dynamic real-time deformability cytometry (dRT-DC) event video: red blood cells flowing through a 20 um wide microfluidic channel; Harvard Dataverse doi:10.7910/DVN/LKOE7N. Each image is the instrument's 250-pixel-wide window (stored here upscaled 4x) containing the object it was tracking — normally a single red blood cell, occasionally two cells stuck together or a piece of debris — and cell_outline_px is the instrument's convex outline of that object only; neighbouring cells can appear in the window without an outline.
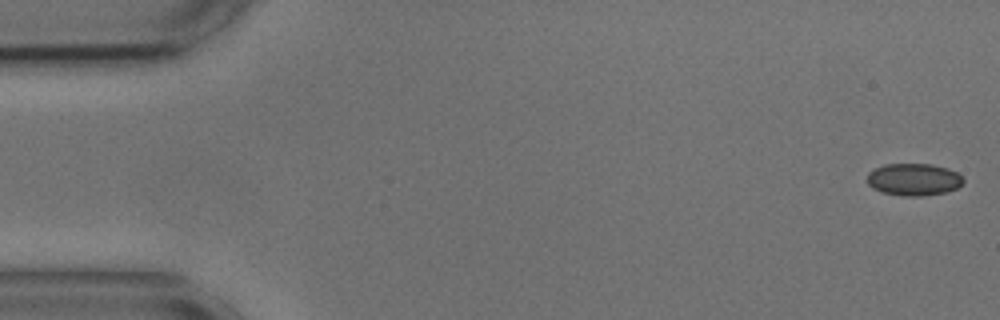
{"species": "common noctule bat (a hibernating species)", "species_latin": "Nyctalus noctula", "temperature_condition": "cold", "stored_images_in_passage": 12, "camera_frame_rate_fps": 3000, "um_per_image_px": 0.085, "animal": {"sex": "male", "body_mass_g": 17.9, "forearm_length_mm": 54.2}, "frame": {"image": 1, "passage_image": 1, "time_ms": 0.0, "image_size_px": [1000, 320], "cell_outline_px": [[964, 180], [956, 188], [944, 192], [920, 196], [904, 196], [884, 192], [872, 188], [868, 184], [868, 172], [884, 164], [932, 164], [948, 168], [956, 172]], "centroid_in_image_um": [77.65, 15.24], "position_along_channel_um": 7.4, "area_um2": 17.8}}